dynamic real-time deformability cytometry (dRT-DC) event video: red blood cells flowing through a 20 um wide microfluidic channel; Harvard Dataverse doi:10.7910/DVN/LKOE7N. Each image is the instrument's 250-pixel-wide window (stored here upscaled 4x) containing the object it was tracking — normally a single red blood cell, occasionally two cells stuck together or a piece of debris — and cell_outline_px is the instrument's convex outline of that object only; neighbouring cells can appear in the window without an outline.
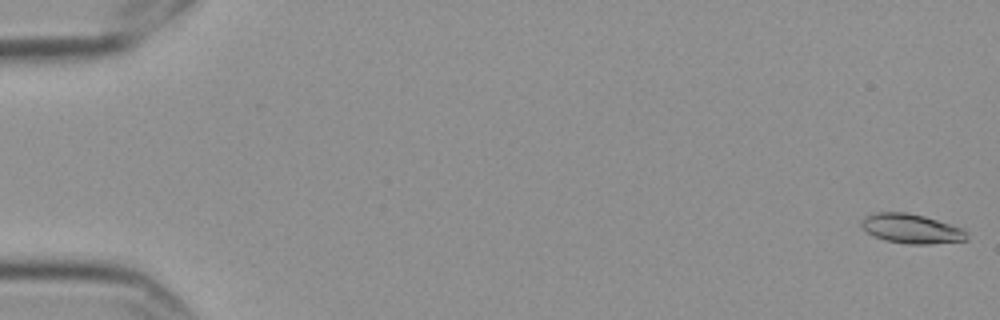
{"species": "Egyptian fruit bat (a non-hibernating species)", "species_latin": "Rousettus aegyptiacus", "temperature_condition": "cold", "stored_images_in_passage": 6, "camera_frame_rate_fps": 3000, "um_per_image_px": 0.085, "frame": {"image": 1, "passage_image": 1, "time_ms": 0.0, "image_size_px": [1000, 320], "cell_outline_px": [[968, 240], [928, 244], [908, 244], [884, 240], [872, 236], [860, 228], [860, 220], [864, 216], [876, 212], [904, 212], [924, 216], [964, 228], [968, 232]], "centroid_in_image_um": [77.43, 19.44], "position_along_channel_um": 7.6, "area_um2": 18.44}}
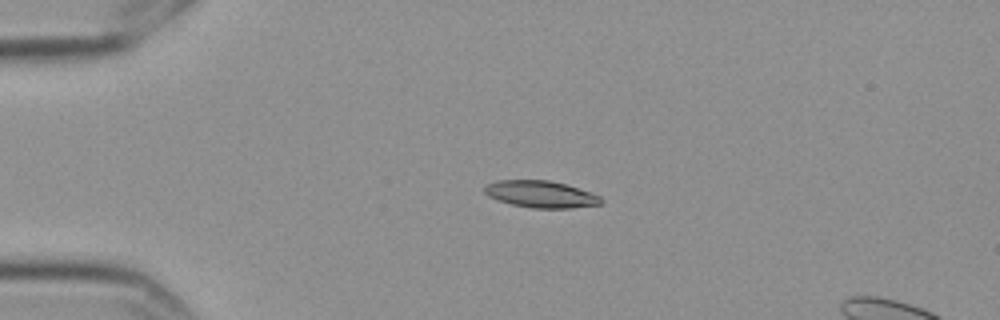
{"frame": {"image": 2, "passage_image": 4, "time_ms": 1.0, "image_size_px": [1000, 320], "cell_outline_px": [[604, 200], [600, 204], [572, 208], [532, 208], [512, 204], [496, 200], [488, 196], [484, 192], [484, 184], [496, 180], [548, 180], [564, 184], [600, 196]], "centroid_in_image_um": [45.91, 16.51], "position_along_channel_um": 39.1, "area_um2": 18.21}}